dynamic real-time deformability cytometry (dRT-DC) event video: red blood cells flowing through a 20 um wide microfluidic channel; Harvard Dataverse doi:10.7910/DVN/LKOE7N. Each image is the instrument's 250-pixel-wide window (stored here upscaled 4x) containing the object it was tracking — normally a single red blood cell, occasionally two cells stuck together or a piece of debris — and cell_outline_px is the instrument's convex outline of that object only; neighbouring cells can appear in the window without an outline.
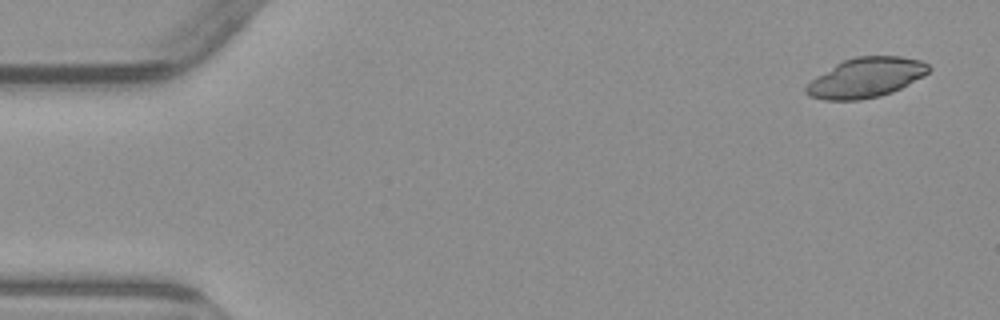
{"species": "common noctule bat (a hibernating species)", "species_latin": "Nyctalus noctula", "temperature_condition": "warm", "stored_images_in_passage": 5, "camera_frame_rate_fps": 3000, "um_per_image_px": 0.085, "animal": {"sex": "male", "body_mass_g": 23.1, "forearm_length_mm": 52.7}, "frame": {"image": 1, "passage_image": 1, "time_ms": 0.0, "image_size_px": [1000, 320], "cell_outline_px": [[932, 68], [924, 76], [892, 92], [880, 96], [860, 100], [824, 100], [808, 96], [804, 92], [804, 88], [816, 76], [836, 64], [844, 60], [856, 56], [900, 56], [920, 60], [928, 64]], "centroid_in_image_um": [73.6, 6.6], "position_along_channel_um": 11.4, "area_um2": 28.44}}